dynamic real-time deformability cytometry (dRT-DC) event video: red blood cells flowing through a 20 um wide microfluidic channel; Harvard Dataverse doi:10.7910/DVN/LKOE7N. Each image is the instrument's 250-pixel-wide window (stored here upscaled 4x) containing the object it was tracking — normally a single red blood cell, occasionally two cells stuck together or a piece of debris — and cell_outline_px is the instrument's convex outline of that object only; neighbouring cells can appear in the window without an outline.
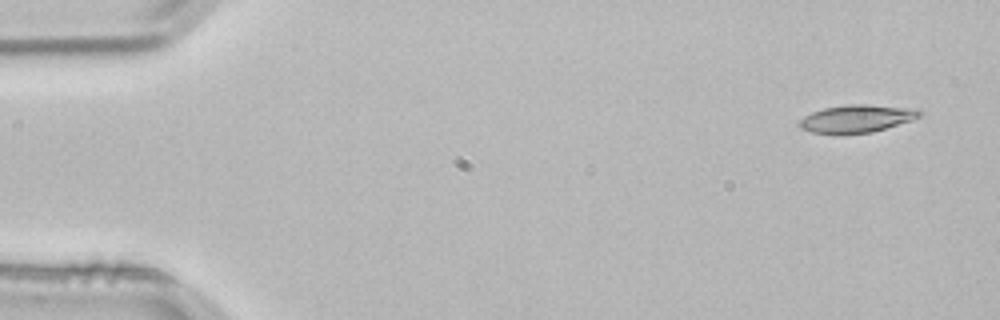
{"species": "common noctule bat (a hibernating species)", "species_latin": "Nyctalus noctula", "temperature_condition": "room temperature", "stored_images_in_passage": 3, "camera_frame_rate_fps": 3000, "um_per_image_px": 0.085, "animal": {"sex": "male", "body_mass_g": 21.5, "forearm_length_mm": 52.0}, "frame": {"image": 1, "passage_image": 1, "time_ms": 0.0, "image_size_px": [1000, 320], "cell_outline_px": [[924, 112], [920, 116], [912, 120], [872, 132], [840, 136], [812, 132], [800, 128], [796, 124], [804, 116], [812, 112], [824, 108], [848, 104], [864, 104], [920, 108]], "centroid_in_image_um": [72.82, 10.1], "position_along_channel_um": 12.2, "area_um2": 20.0}}
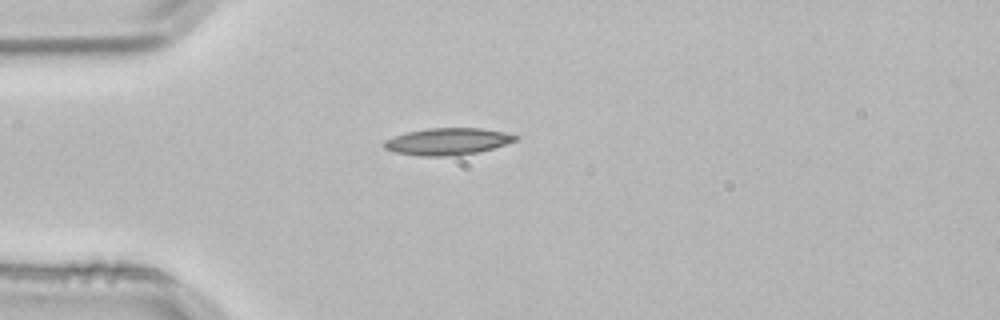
{"frame": {"image": 2, "passage_image": 3, "time_ms": 0.667, "image_size_px": [1000, 320], "cell_outline_px": [[520, 136], [516, 140], [492, 148], [476, 152], [448, 156], [420, 156], [396, 152], [384, 148], [384, 140], [408, 132], [428, 128], [480, 128], [504, 132]], "centroid_in_image_um": [38.04, 12.02], "position_along_channel_um": 47.0, "area_um2": 20.23}}